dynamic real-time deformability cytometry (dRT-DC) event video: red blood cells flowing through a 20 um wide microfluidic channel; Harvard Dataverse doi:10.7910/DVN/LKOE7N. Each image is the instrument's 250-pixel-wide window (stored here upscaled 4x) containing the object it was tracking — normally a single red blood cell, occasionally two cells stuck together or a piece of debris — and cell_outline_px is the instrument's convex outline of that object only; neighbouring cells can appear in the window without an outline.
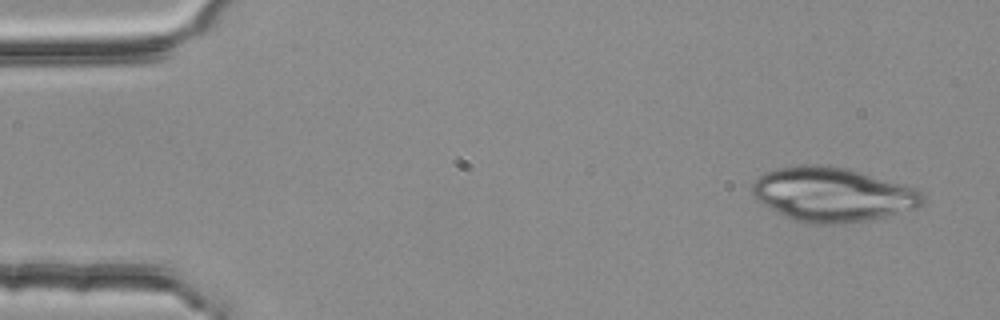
{"species": "common noctule bat (a hibernating species)", "species_latin": "Nyctalus noctula", "temperature_condition": "room temperature", "stored_images_in_passage": 3, "camera_frame_rate_fps": 3000, "um_per_image_px": 0.085, "animal": {"sex": "female", "body_mass_g": 25.1}, "frame": {"image": 1, "passage_image": 1, "time_ms": 0.0, "image_size_px": [1000, 320], "cell_outline_px": [[924, 204], [916, 208], [868, 220], [836, 224], [816, 224], [796, 220], [784, 216], [756, 200], [752, 192], [752, 184], [760, 176], [776, 168], [804, 164], [820, 164], [848, 168], [904, 184], [916, 188], [924, 196]], "centroid_in_image_um": [70.77, 16.52], "position_along_channel_um": 14.2, "area_um2": 53.7}}